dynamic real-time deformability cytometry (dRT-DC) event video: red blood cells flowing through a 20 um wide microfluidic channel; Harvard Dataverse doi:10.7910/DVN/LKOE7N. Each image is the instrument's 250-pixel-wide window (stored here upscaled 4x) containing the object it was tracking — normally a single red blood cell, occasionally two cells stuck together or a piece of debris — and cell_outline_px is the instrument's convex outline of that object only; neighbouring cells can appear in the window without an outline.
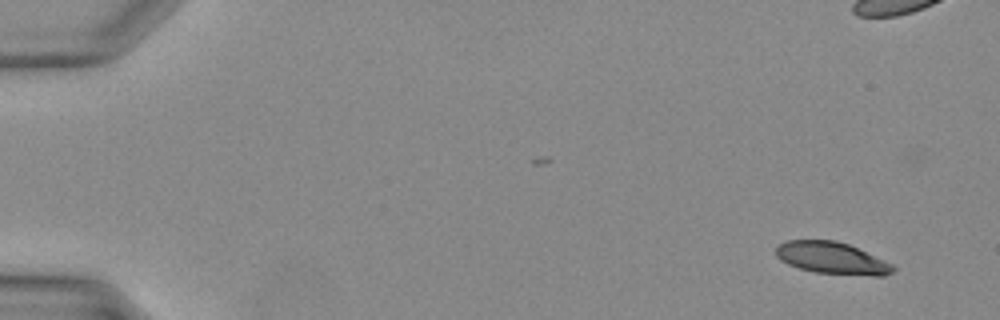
{"species": "Egyptian fruit bat (a non-hibernating species)", "species_latin": "Rousettus aegyptiacus", "temperature_condition": "warm", "stored_images_in_passage": 38, "camera_frame_rate_fps": 3000, "um_per_image_px": 0.085, "animal": {"sex": "female"}, "frame": {"image": 1, "passage_image": 1, "time_ms": 0.0, "image_size_px": [1000, 320], "cell_outline_px": [[896, 268], [892, 272], [884, 276], [876, 276], [816, 272], [800, 268], [788, 264], [780, 260], [776, 256], [776, 248], [780, 244], [788, 240], [836, 240], [848, 244], [892, 264]], "centroid_in_image_um": [70.7, 21.93], "position_along_channel_um": 14.3, "area_um2": 21.5}}
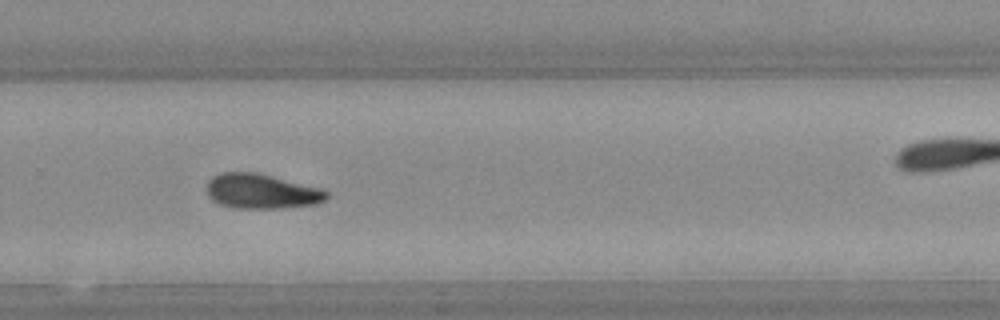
{"frame": {"image": 2, "passage_image": 25, "time_ms": 8.0, "image_size_px": [1000, 320], "cell_outline_px": [[328, 196], [324, 200], [316, 204], [280, 208], [236, 208], [220, 204], [212, 200], [208, 196], [208, 180], [212, 176], [220, 172], [252, 172], [324, 188], [328, 192]], "centroid_in_image_um": [22.23, 16.26], "position_along_channel_um": 307.6, "area_um2": 24.22}}
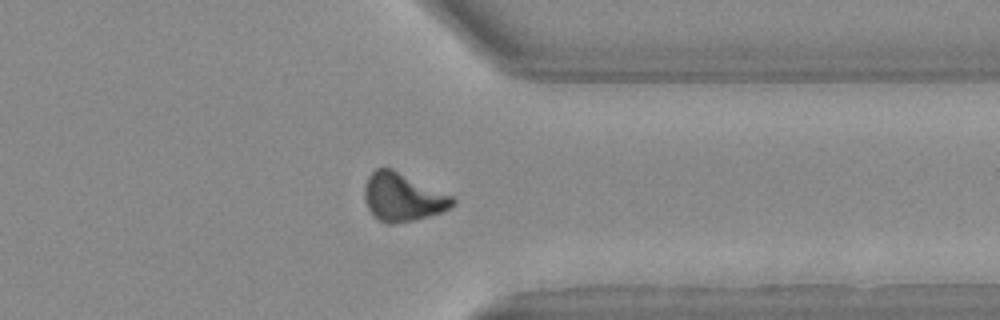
{"frame": {"image": 3, "passage_image": 29, "time_ms": 9.333, "image_size_px": [1000, 320], "cell_outline_px": [[456, 204], [440, 212], [428, 216], [412, 220], [392, 224], [388, 224], [380, 220], [368, 208], [364, 200], [364, 188], [368, 176], [376, 168], [392, 168], [452, 196], [456, 200]], "centroid_in_image_um": [34.21, 16.74], "position_along_channel_um": 377.2, "area_um2": 24.39}}